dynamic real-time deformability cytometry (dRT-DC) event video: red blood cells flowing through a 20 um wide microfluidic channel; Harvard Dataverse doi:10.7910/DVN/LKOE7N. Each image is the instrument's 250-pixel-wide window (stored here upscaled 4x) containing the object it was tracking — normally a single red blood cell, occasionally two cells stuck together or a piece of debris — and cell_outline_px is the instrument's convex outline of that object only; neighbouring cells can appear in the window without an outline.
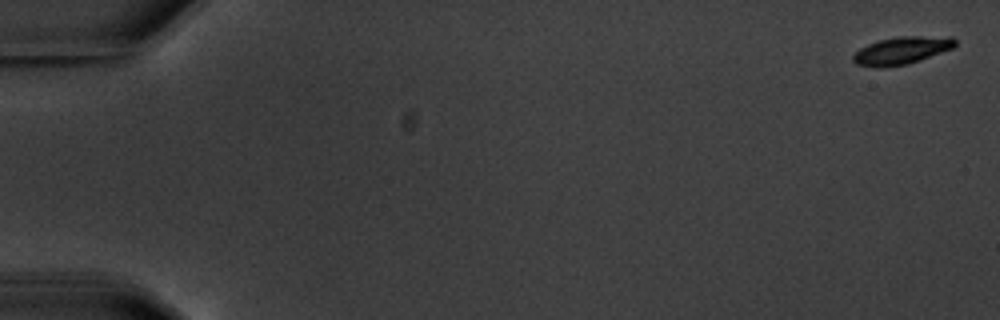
{"species": "common noctule bat (a hibernating species)", "species_latin": "Nyctalus noctula", "temperature_condition": "warm", "stored_images_in_passage": 9, "camera_frame_rate_fps": 3000, "um_per_image_px": 0.085, "animal": {"sex": "male", "body_mass_g": 20.1, "forearm_length_mm": 53.5}, "frame": {"image": 1, "passage_image": 1, "time_ms": 0.0, "image_size_px": [1000, 320], "cell_outline_px": [[956, 44], [952, 48], [920, 60], [908, 64], [880, 68], [876, 68], [856, 64], [852, 60], [852, 56], [860, 48], [868, 44], [880, 40], [900, 36], [952, 36], [956, 40]], "centroid_in_image_um": [76.64, 4.29], "position_along_channel_um": 8.4, "area_um2": 16.42}}